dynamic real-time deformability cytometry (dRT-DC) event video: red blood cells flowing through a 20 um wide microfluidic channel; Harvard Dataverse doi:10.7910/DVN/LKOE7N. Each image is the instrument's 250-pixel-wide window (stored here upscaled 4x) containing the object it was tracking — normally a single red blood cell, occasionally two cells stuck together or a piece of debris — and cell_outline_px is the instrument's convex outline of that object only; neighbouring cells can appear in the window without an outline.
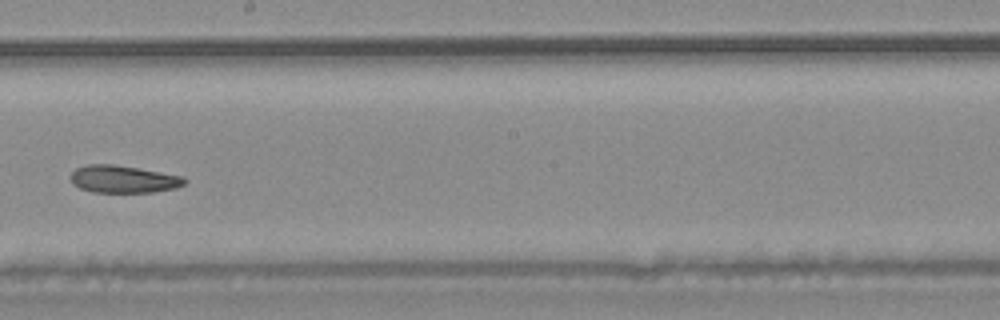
{"species": "common noctule bat (a hibernating species)", "species_latin": "Nyctalus noctula", "temperature_condition": "warm", "stored_images_in_passage": 42, "camera_frame_rate_fps": 3000, "um_per_image_px": 0.085, "animal": {"sex": "male", "body_mass_g": 20.4}, "frame": {"image": 1, "passage_image": 24, "time_ms": 7.667, "image_size_px": [1000, 320], "cell_outline_px": [[188, 180], [184, 184], [176, 188], [152, 192], [92, 192], [80, 188], [72, 184], [72, 172], [76, 168], [88, 164], [116, 164], [140, 168], [184, 176]], "centroid_in_image_um": [10.51, 15.22], "position_along_channel_um": 237.7, "area_um2": 18.32}}
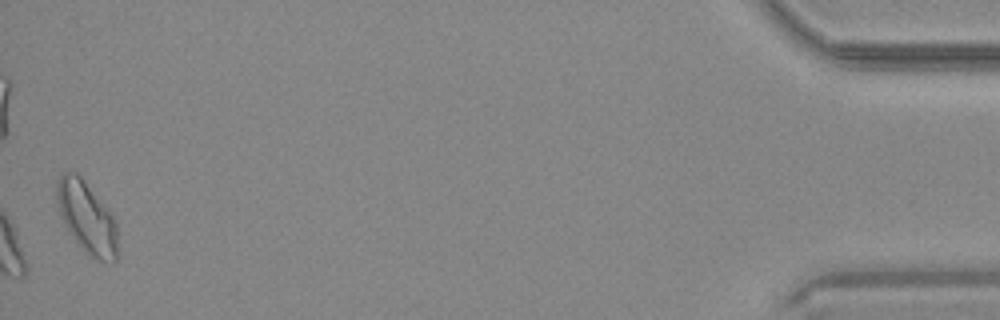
{"frame": {"image": 2, "passage_image": 42, "time_ms": 13.667, "image_size_px": [1000, 320], "cell_outline_px": [[116, 260], [112, 264], [100, 260], [84, 252], [68, 228], [60, 212], [56, 196], [56, 180], [64, 172], [76, 172], [80, 176], [116, 220]], "centroid_in_image_um": [7.38, 18.48], "position_along_channel_um": 427.8, "area_um2": 24.62}}